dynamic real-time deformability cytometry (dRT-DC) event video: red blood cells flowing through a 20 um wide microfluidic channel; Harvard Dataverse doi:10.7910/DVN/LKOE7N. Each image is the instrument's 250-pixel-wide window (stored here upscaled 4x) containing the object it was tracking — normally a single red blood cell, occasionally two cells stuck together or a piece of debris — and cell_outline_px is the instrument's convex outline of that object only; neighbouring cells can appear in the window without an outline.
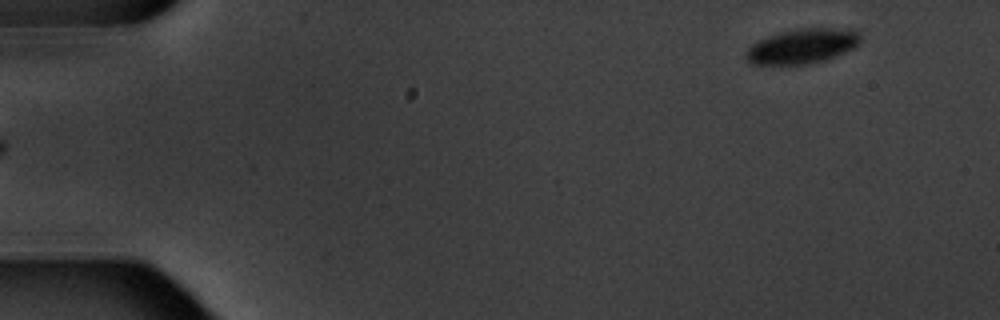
{"species": "common noctule bat (a hibernating species)", "species_latin": "Nyctalus noctula", "temperature_condition": "warm", "stored_images_in_passage": 7, "camera_frame_rate_fps": 3000, "um_per_image_px": 0.085, "animal": {"sex": "male", "body_mass_g": 20.1, "forearm_length_mm": 53.5}, "frame": {"image": 1, "passage_image": 1, "time_ms": 0.0, "image_size_px": [1000, 320], "cell_outline_px": [[860, 40], [852, 48], [844, 52], [824, 60], [808, 64], [752, 64], [744, 56], [744, 52], [756, 40], [780, 32], [796, 28], [852, 28], [860, 32]], "centroid_in_image_um": [68.17, 3.9], "position_along_channel_um": 16.8, "area_um2": 23.29}}
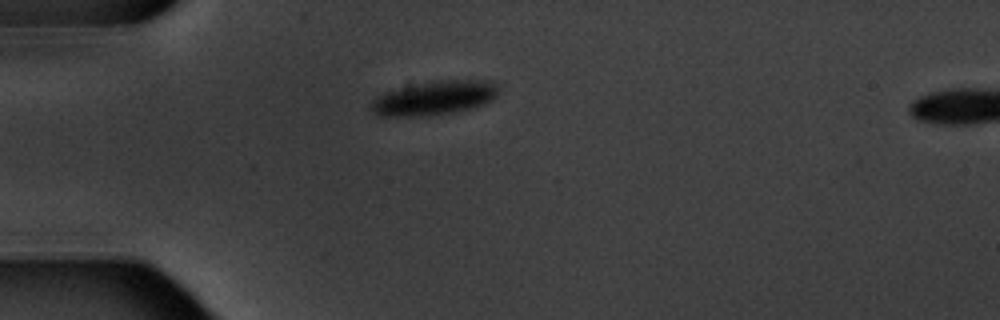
{"frame": {"image": 2, "passage_image": 4, "time_ms": 3.667, "image_size_px": [1000, 320], "cell_outline_px": [[500, 88], [496, 96], [492, 100], [484, 104], [472, 108], [452, 112], [428, 116], [380, 116], [372, 112], [368, 108], [372, 100], [376, 96], [408, 80], [492, 80]], "centroid_in_image_um": [36.83, 8.28], "position_along_channel_um": 48.2, "area_um2": 26.65}}
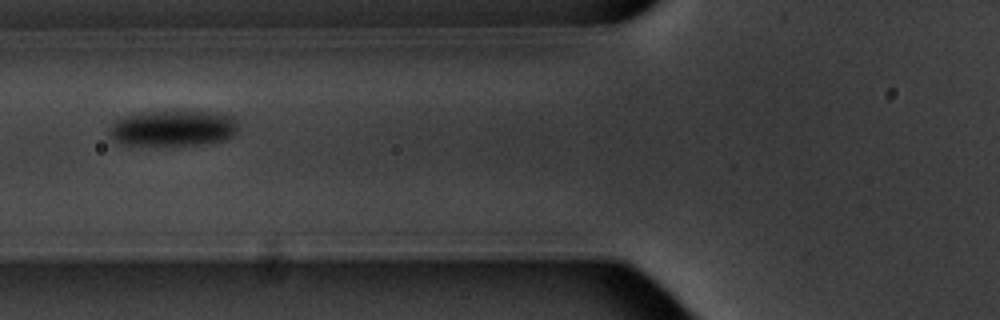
{"frame": {"image": 3, "passage_image": 6, "time_ms": 6.0, "image_size_px": [1000, 320], "cell_outline_px": [[236, 128], [232, 136], [224, 140], [200, 144], [164, 148], [116, 144], [112, 140], [108, 132], [108, 128], [120, 116], [148, 112], [224, 112], [232, 116], [236, 120]], "centroid_in_image_um": [14.61, 10.95], "position_along_channel_um": 111.2, "area_um2": 27.92}}